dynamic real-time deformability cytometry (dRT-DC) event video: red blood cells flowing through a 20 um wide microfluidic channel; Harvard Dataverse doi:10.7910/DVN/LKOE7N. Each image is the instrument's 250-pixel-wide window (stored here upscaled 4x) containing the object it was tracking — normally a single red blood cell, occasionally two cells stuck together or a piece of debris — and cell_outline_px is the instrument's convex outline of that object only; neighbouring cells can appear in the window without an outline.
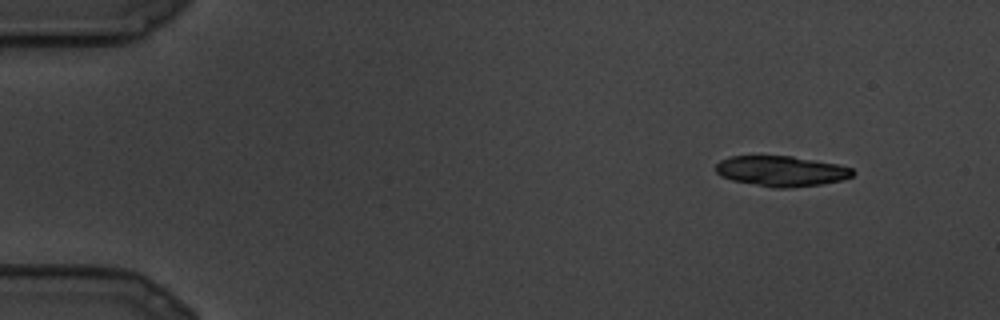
{"species": "common noctule bat (a hibernating species)", "species_latin": "Nyctalus noctula", "temperature_condition": "cold", "stored_images_in_passage": 10, "segment_of_instrument_passage": [1, 2], "camera_frame_rate_fps": 3000, "um_per_image_px": 0.085, "animal": {"sex": "male", "body_mass_g": 19.5, "forearm_length_mm": 54.6}, "frame": {"image": 1, "passage_image": 1, "time_ms": 0.0, "image_size_px": [1000, 320], "cell_outline_px": [[856, 172], [852, 176], [840, 180], [820, 184], [788, 188], [776, 188], [732, 180], [720, 176], [716, 172], [716, 164], [720, 160], [728, 156], [792, 156], [840, 164], [852, 168]], "centroid_in_image_um": [66.41, 14.53], "position_along_channel_um": 18.6, "area_um2": 24.28}}
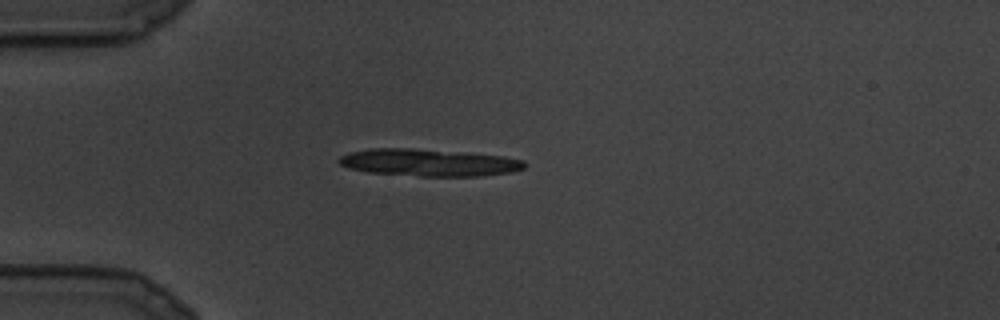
{"frame": {"image": 2, "passage_image": 5, "time_ms": 1.333, "image_size_px": [1000, 320], "cell_outline_px": [[528, 164], [524, 168], [512, 172], [484, 176], [420, 176], [368, 172], [348, 168], [340, 164], [336, 160], [340, 156], [348, 152], [372, 148], [412, 148], [504, 156], [524, 160]], "centroid_in_image_um": [36.45, 13.82], "position_along_channel_um": 48.6, "area_um2": 29.54}}